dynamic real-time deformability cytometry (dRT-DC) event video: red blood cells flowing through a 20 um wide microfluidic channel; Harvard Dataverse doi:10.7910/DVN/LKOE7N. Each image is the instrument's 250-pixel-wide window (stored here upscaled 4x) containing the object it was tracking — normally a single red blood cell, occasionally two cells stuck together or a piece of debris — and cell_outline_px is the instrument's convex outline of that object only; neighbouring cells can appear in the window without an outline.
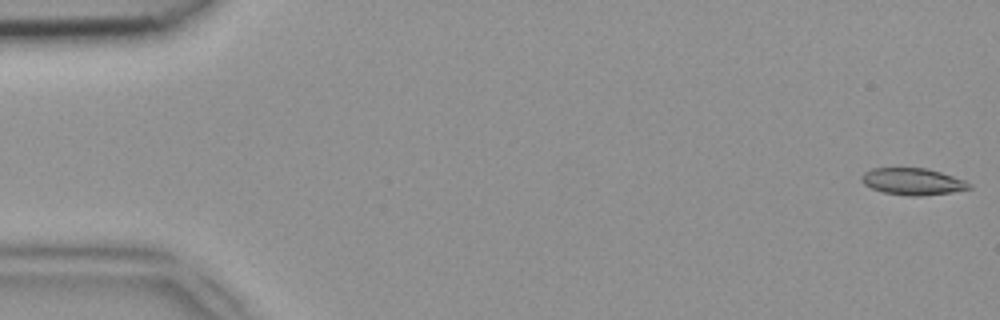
{"species": "common noctule bat (a hibernating species)", "species_latin": "Nyctalus noctula", "temperature_condition": "room temperature", "stored_images_in_passage": 49, "camera_frame_rate_fps": 3000, "um_per_image_px": 0.085, "animal": {"sex": "female", "body_mass_g": 18.4}, "frame": {"image": 1, "passage_image": 1, "time_ms": 0.0, "image_size_px": [1000, 320], "cell_outline_px": [[972, 188], [952, 192], [920, 196], [908, 196], [884, 192], [872, 188], [864, 184], [860, 180], [860, 176], [864, 172], [872, 168], [928, 168], [964, 180], [972, 184]], "centroid_in_image_um": [77.57, 15.43], "position_along_channel_um": 7.4, "area_um2": 16.82}}
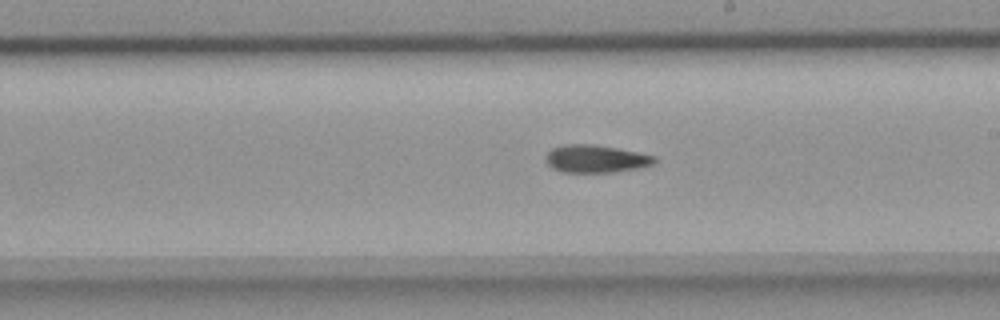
{"frame": {"image": 2, "passage_image": 28, "time_ms": 9.0, "image_size_px": [1000, 320], "cell_outline_px": [[656, 160], [652, 164], [636, 168], [612, 172], [564, 172], [552, 168], [544, 160], [544, 156], [552, 148], [564, 144], [592, 144], [616, 148], [656, 156]], "centroid_in_image_um": [50.58, 13.49], "position_along_channel_um": 238.4, "area_um2": 17.4}}
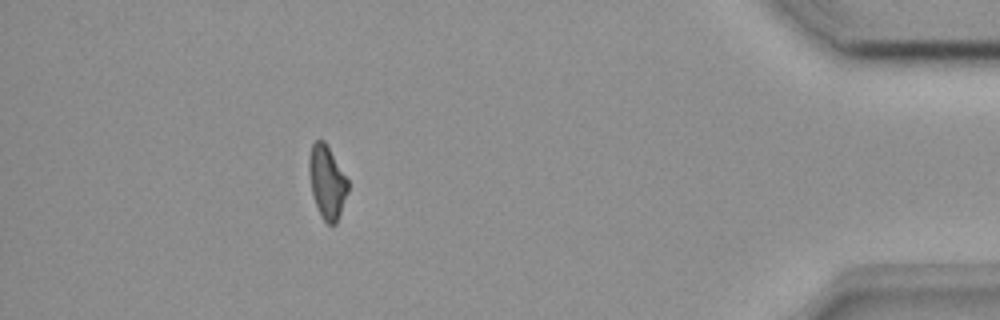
{"frame": {"image": 3, "passage_image": 44, "time_ms": 14.333, "image_size_px": [1000, 320], "cell_outline_px": [[348, 192], [336, 224], [328, 224], [320, 216], [312, 196], [308, 172], [308, 160], [312, 144], [316, 140], [324, 140], [348, 180]], "centroid_in_image_um": [27.77, 15.49], "position_along_channel_um": 407.4, "area_um2": 16.59}}